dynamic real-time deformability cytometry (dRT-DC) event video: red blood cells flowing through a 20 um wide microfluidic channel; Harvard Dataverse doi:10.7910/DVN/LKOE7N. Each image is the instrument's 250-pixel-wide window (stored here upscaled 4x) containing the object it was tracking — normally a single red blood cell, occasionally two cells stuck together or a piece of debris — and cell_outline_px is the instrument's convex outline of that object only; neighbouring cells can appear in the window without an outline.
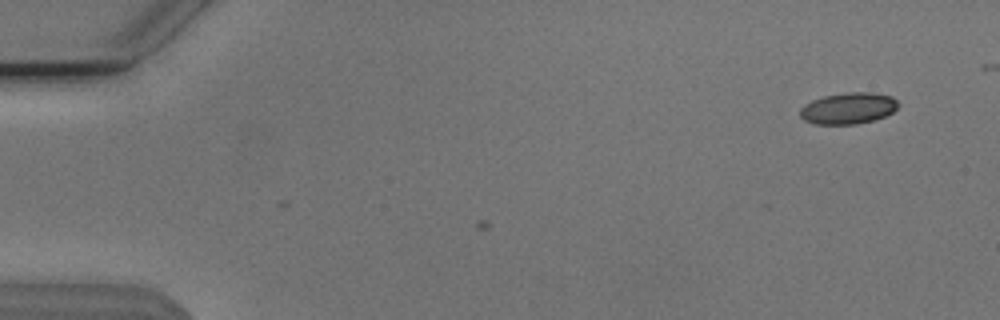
{"species": "Egyptian fruit bat (a non-hibernating species)", "species_latin": "Rousettus aegyptiacus", "temperature_condition": "cold", "stored_images_in_passage": 2, "camera_frame_rate_fps": 3000, "um_per_image_px": 0.085, "animal": {"sex": "male"}, "frame": {"image": 1, "passage_image": 2, "time_ms": 0.333, "image_size_px": [1000, 320], "cell_outline_px": [[900, 104], [892, 112], [884, 116], [872, 120], [856, 124], [816, 124], [804, 120], [800, 116], [800, 108], [804, 104], [812, 100], [824, 96], [848, 92], [872, 92], [892, 96]], "centroid_in_image_um": [72.09, 9.19], "position_along_channel_um": 12.9, "area_um2": 17.92}}